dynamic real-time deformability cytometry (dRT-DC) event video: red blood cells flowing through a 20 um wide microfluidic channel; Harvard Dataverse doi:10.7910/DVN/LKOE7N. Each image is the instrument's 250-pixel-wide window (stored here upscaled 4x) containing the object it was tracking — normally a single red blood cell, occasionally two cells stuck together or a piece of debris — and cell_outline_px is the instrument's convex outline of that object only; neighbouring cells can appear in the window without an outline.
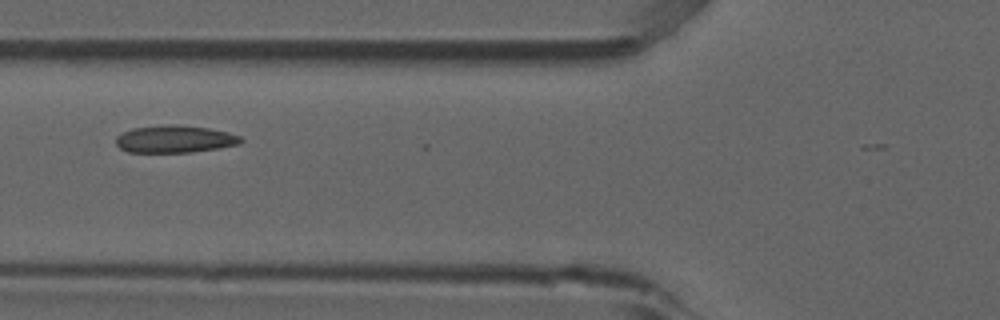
{"species": "common noctule bat (a hibernating species)", "species_latin": "Nyctalus noctula", "temperature_condition": "room temperature", "stored_images_in_passage": 5, "camera_frame_rate_fps": 3000, "um_per_image_px": 0.085, "animal": {"sex": "male", "forearm_length_mm": 52.5}, "frame": {"image": 1, "passage_image": 5, "time_ms": 1.333, "image_size_px": [1000, 320], "cell_outline_px": [[244, 140], [240, 144], [192, 152], [128, 152], [120, 148], [116, 144], [116, 136], [132, 128], [164, 124], [180, 124], [208, 128], [228, 132], [240, 136]], "centroid_in_image_um": [14.85, 11.81], "position_along_channel_um": 110.9, "area_um2": 20.0}}